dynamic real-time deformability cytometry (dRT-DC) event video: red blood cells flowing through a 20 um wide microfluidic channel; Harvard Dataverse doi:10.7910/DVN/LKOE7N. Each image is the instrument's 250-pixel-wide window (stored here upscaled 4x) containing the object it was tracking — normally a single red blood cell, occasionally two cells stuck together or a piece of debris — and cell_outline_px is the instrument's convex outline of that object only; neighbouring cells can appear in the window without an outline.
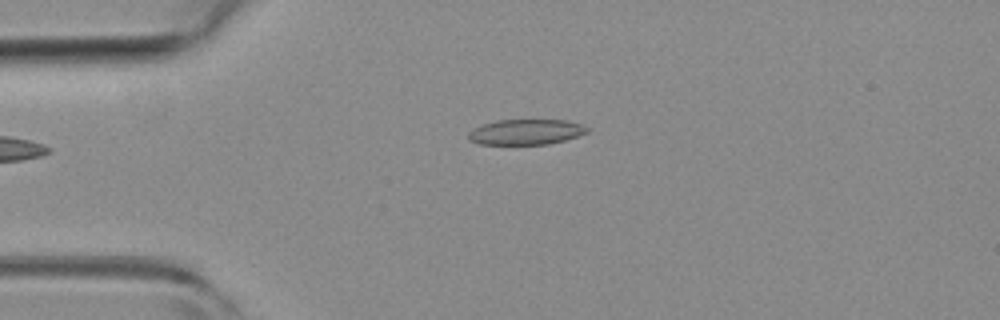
{"species": "common noctule bat (a hibernating species)", "species_latin": "Nyctalus noctula", "temperature_condition": "room temperature", "stored_images_in_passage": 6, "camera_frame_rate_fps": 3000, "um_per_image_px": 0.085, "animal": {"sex": "female", "body_mass_g": 19.3, "forearm_length_mm": 54.1}, "frame": {"image": 1, "passage_image": 6, "time_ms": 1.667, "image_size_px": [1000, 320], "cell_outline_px": [[588, 132], [564, 140], [548, 144], [476, 144], [468, 140], [468, 132], [472, 128], [496, 120], [568, 120], [580, 124], [588, 128]], "centroid_in_image_um": [44.65, 11.22], "position_along_channel_um": 40.4, "area_um2": 17.57}}